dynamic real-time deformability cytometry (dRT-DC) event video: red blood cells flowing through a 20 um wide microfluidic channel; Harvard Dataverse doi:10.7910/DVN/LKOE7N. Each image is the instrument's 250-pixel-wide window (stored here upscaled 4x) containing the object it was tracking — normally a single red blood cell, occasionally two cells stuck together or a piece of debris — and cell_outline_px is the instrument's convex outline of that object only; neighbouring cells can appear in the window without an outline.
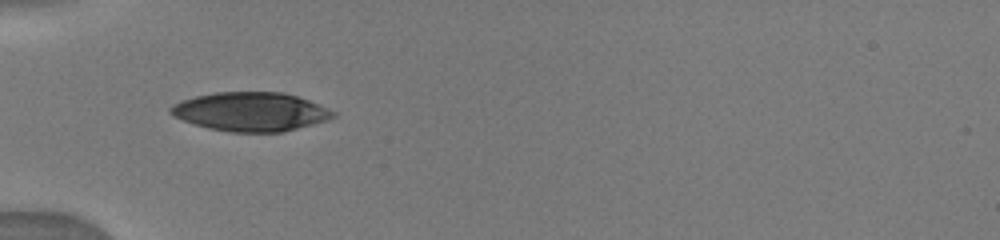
{"species": "human", "species_latin": "Homo sapiens", "temperature_condition": "warm", "stored_images_in_passage": 19, "camera_frame_rate_fps": 3000, "um_per_image_px": 0.085, "donor": {"sex": "male"}, "frame": {"image": 1, "passage_image": 1, "time_ms": 0.0, "image_size_px": [1000, 240], "cell_outline_px": [[336, 116], [328, 120], [284, 132], [232, 132], [208, 128], [172, 116], [168, 112], [168, 108], [172, 104], [180, 100], [196, 96], [216, 92], [284, 92], [308, 100], [336, 112]], "centroid_in_image_um": [21.29, 9.49], "position_along_channel_um": 63.7, "area_um2": 36.88}}
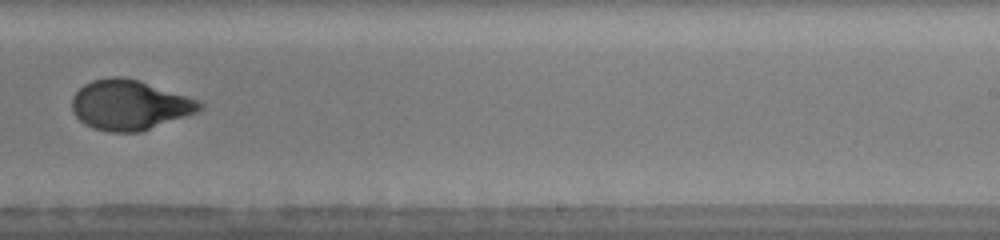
{"frame": {"image": 2, "passage_image": 9, "time_ms": 5.333, "image_size_px": [1000, 240], "cell_outline_px": [[204, 108], [196, 112], [140, 132], [108, 132], [92, 128], [84, 124], [72, 112], [72, 96], [84, 84], [92, 80], [108, 76], [120, 76], [140, 80], [200, 100], [204, 104]], "centroid_in_image_um": [11.0, 8.91], "position_along_channel_um": 278.0, "area_um2": 37.4}}